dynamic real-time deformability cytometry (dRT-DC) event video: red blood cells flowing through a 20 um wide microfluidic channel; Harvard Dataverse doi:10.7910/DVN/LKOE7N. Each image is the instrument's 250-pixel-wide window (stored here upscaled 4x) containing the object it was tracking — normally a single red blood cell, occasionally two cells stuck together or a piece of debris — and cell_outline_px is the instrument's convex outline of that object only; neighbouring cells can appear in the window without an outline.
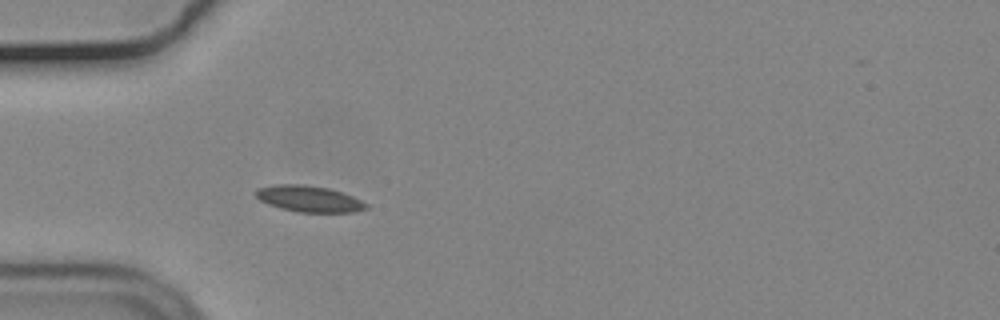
{"species": "common noctule bat (a hibernating species)", "species_latin": "Nyctalus noctula", "temperature_condition": "cold", "stored_images_in_passage": 55, "camera_frame_rate_fps": 3000, "um_per_image_px": 0.085, "animal": {"sex": "male", "body_mass_g": 19.2, "forearm_length_mm": 51.8}, "frame": {"image": 1, "passage_image": 16, "time_ms": 5.0, "image_size_px": [1000, 320], "cell_outline_px": [[368, 208], [356, 212], [296, 212], [280, 208], [268, 204], [260, 200], [256, 196], [256, 192], [260, 188], [276, 184], [300, 184], [328, 188], [352, 196], [368, 204]], "centroid_in_image_um": [26.28, 16.91], "position_along_channel_um": 58.7, "area_um2": 16.7}}
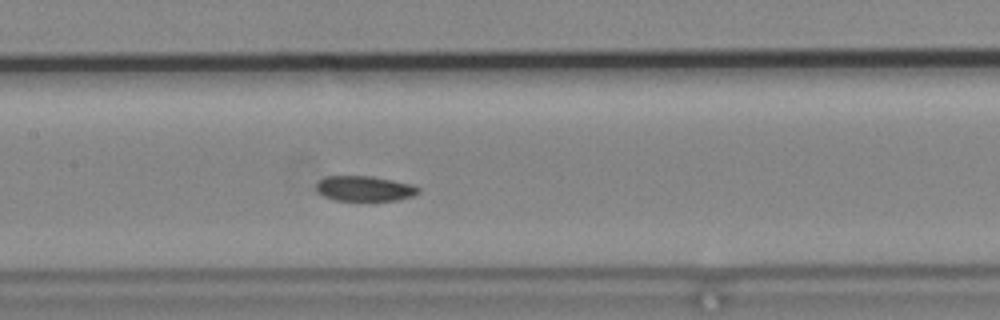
{"frame": {"image": 2, "passage_image": 26, "time_ms": 8.333, "image_size_px": [1000, 320], "cell_outline_px": [[420, 192], [412, 196], [396, 200], [336, 200], [324, 196], [316, 192], [316, 184], [324, 176], [372, 176], [412, 184], [420, 188]], "centroid_in_image_um": [30.97, 16.02], "position_along_channel_um": 176.4, "area_um2": 14.97}}
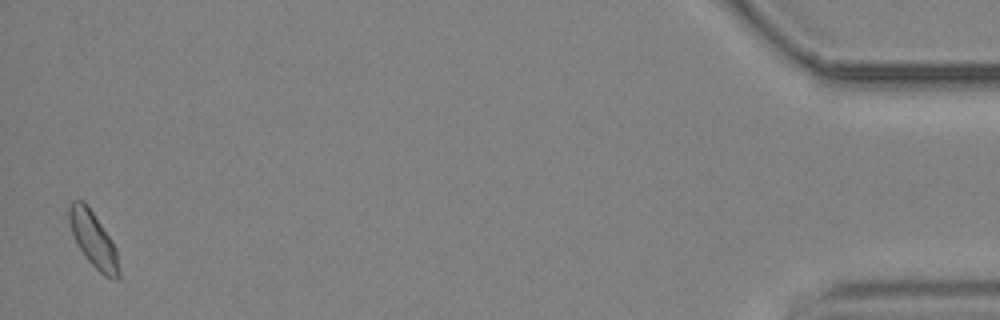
{"frame": {"image": 3, "passage_image": 54, "time_ms": 17.667, "image_size_px": [1000, 320], "cell_outline_px": [[120, 276], [116, 280], [104, 276], [88, 260], [76, 244], [68, 220], [68, 204], [72, 200], [84, 200], [112, 240], [116, 248], [120, 272]], "centroid_in_image_um": [7.92, 20.34], "position_along_channel_um": 427.3, "area_um2": 16.13}, "authors_computed_cell_mechanics": {"area_um2": 15.6638, "velocity_mm_per_s": 3.6726, "shape_relaxation_time_tau1_ms": 8.4873, "shape_relaxation_time_tau2_ms": null, "deformation_change_tau1": 0.1106, "deformation_change_tau2": null}}